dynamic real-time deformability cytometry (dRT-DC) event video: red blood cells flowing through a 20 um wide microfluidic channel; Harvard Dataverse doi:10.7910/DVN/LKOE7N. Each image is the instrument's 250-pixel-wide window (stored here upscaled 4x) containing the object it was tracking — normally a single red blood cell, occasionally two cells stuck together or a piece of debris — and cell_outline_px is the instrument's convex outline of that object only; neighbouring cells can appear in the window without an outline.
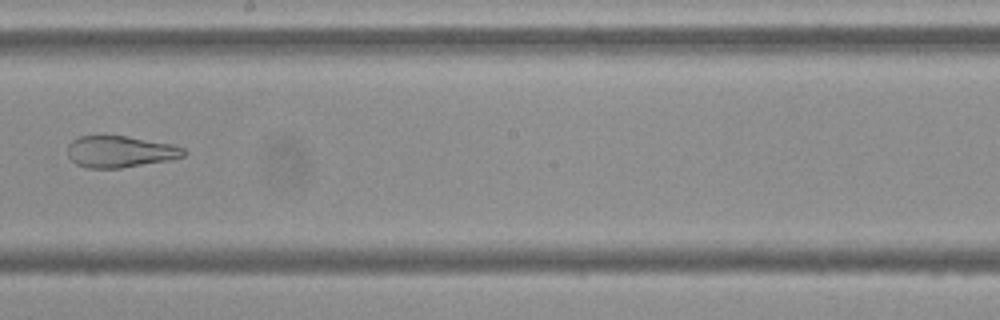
{"species": "Egyptian fruit bat (a non-hibernating species)", "species_latin": "Rousettus aegyptiacus", "temperature_condition": "cold", "stored_images_in_passage": 8, "camera_frame_rate_fps": 3000, "um_per_image_px": 0.085, "frame": {"image": 1, "passage_image": 8, "time_ms": 9.0, "image_size_px": [1000, 320], "cell_outline_px": [[188, 152], [184, 156], [172, 160], [120, 168], [88, 168], [76, 164], [68, 156], [68, 144], [72, 140], [80, 136], [128, 136], [172, 144], [184, 148]], "centroid_in_image_um": [10.24, 12.89], "position_along_channel_um": 238.0, "area_um2": 21.5}}